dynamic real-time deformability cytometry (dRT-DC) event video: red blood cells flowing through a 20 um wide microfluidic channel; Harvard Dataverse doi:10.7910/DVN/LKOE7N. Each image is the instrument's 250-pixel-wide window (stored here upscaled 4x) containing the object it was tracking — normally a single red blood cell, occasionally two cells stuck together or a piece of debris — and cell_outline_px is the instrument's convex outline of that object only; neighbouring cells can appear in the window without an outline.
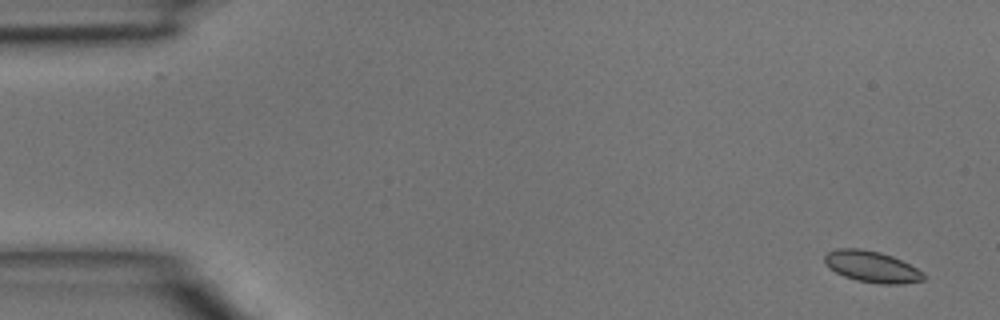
{"species": "common noctule bat (a hibernating species)", "species_latin": "Nyctalus noctula", "temperature_condition": "room temperature", "stored_images_in_passage": 3, "camera_frame_rate_fps": 3000, "um_per_image_px": 0.085, "animal": {"sex": "male", "body_mass_g": 15.6}, "frame": {"image": 1, "passage_image": 1, "time_ms": 0.0, "image_size_px": [1000, 320], "cell_outline_px": [[924, 280], [900, 284], [880, 284], [856, 280], [844, 276], [828, 268], [824, 260], [824, 256], [828, 252], [836, 248], [860, 248], [880, 252], [892, 256], [924, 272]], "centroid_in_image_um": [74.08, 22.66], "position_along_channel_um": 10.9, "area_um2": 18.03}}
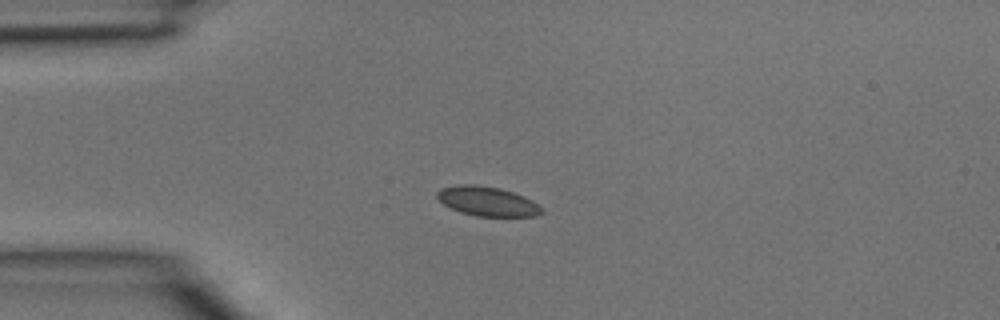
{"frame": {"image": 2, "passage_image": 3, "time_ms": 0.667, "image_size_px": [1000, 320], "cell_outline_px": [[544, 212], [536, 216], [476, 216], [460, 212], [444, 204], [436, 196], [436, 192], [440, 188], [460, 184], [472, 184], [500, 188], [524, 196], [532, 200], [544, 208]], "centroid_in_image_um": [41.44, 17.11], "position_along_channel_um": 43.6, "area_um2": 17.98}}